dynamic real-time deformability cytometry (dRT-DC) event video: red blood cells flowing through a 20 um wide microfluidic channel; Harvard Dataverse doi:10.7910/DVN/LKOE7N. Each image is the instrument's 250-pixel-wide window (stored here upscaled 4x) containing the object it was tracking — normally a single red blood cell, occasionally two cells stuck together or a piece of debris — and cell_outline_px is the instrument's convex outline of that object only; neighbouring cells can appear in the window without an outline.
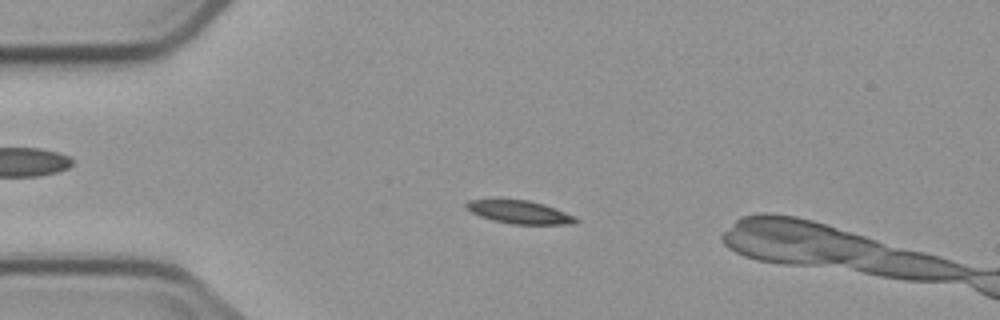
{"species": "common noctule bat (a hibernating species)", "species_latin": "Nyctalus noctula", "temperature_condition": "cold", "stored_images_in_passage": 6, "camera_frame_rate_fps": 3000, "um_per_image_px": 0.085, "animal": {"sex": "male", "body_mass_g": 23.1, "forearm_length_mm": 52.7}, "frame": {"image": 1, "passage_image": 4, "time_ms": 4.333, "image_size_px": [1000, 320], "cell_outline_px": [[580, 220], [572, 224], [512, 224], [492, 220], [480, 216], [464, 208], [464, 204], [468, 200], [528, 200], [544, 204], [576, 216]], "centroid_in_image_um": [44.17, 18.03], "position_along_channel_um": 40.8, "area_um2": 14.68}}